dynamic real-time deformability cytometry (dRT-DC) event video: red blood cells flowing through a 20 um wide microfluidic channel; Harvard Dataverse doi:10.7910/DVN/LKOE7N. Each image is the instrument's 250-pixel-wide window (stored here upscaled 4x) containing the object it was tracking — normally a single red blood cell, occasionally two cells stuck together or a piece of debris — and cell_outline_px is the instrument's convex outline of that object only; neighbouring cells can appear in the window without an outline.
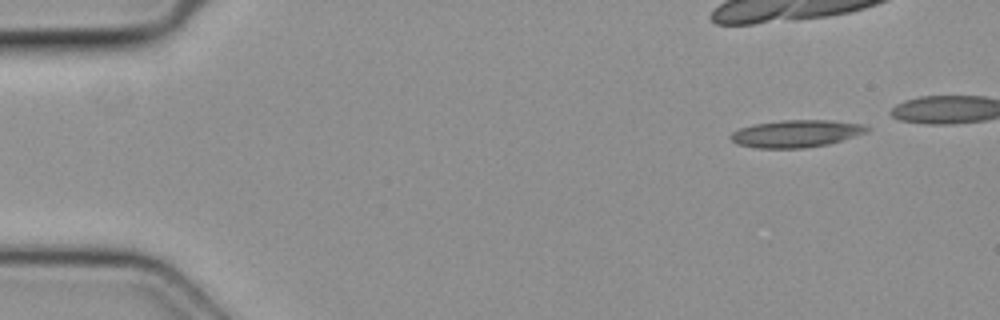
{"species": "common noctule bat (a hibernating species)", "species_latin": "Nyctalus noctula", "temperature_condition": "cold", "stored_images_in_passage": 3, "camera_frame_rate_fps": 3000, "um_per_image_px": 0.085, "animal": {"sex": "female", "body_mass_g": 19.3, "forearm_length_mm": 54.1}, "frame": {"image": 1, "passage_image": 1, "time_ms": 0.0, "image_size_px": [1000, 320], "cell_outline_px": [[872, 128], [868, 132], [828, 144], [804, 148], [760, 148], [736, 144], [728, 136], [732, 132], [740, 128], [756, 124], [780, 120], [832, 120], [864, 124]], "centroid_in_image_um": [67.7, 11.35], "position_along_channel_um": 17.3, "area_um2": 21.73}}